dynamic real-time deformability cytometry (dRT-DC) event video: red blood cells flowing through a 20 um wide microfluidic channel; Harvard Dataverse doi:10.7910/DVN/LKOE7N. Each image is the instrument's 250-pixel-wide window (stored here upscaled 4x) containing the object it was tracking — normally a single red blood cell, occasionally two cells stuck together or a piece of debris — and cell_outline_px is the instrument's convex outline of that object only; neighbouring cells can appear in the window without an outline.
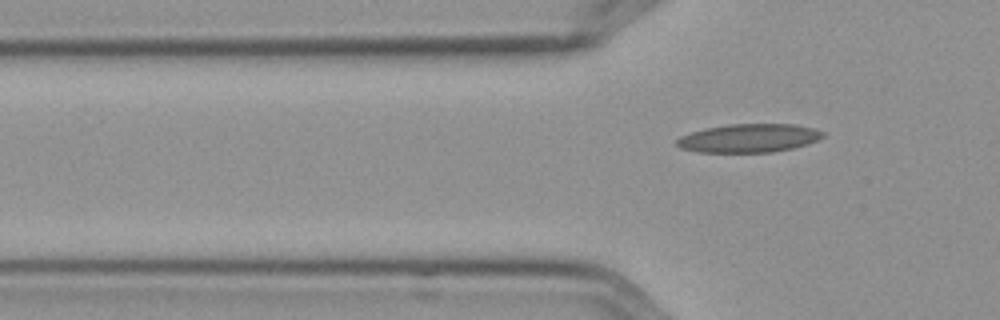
{"species": "Egyptian fruit bat (a non-hibernating species)", "species_latin": "Rousettus aegyptiacus", "temperature_condition": "cold", "stored_images_in_passage": 3, "segment_of_instrument_passage": [2, 2], "camera_frame_rate_fps": 3000, "um_per_image_px": 0.085, "frame": {"image": 1, "passage_image": 3, "time_ms": 0.667, "image_size_px": [1000, 320], "cell_outline_px": [[824, 136], [808, 144], [792, 148], [772, 152], [700, 152], [680, 148], [676, 144], [676, 140], [680, 136], [704, 128], [728, 124], [796, 124], [816, 128], [824, 132]], "centroid_in_image_um": [63.67, 11.73], "position_along_channel_um": 62.1, "area_um2": 24.33}}